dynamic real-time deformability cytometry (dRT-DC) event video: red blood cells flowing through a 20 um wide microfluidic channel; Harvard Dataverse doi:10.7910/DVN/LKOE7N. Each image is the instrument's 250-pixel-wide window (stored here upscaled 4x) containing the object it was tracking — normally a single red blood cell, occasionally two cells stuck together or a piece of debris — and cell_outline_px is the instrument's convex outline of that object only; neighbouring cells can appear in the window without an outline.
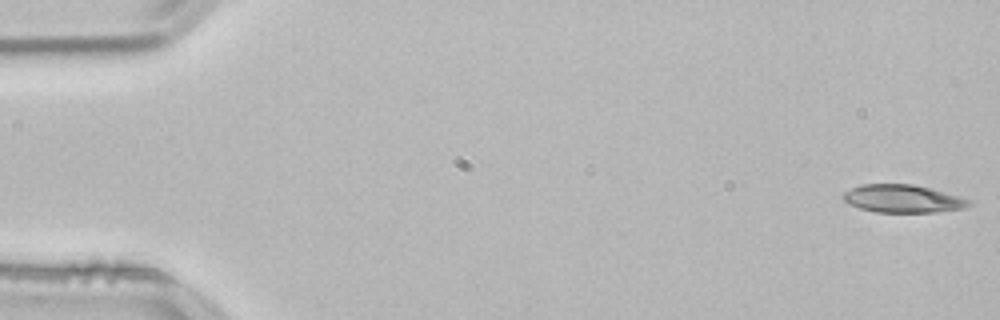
{"species": "common noctule bat (a hibernating species)", "species_latin": "Nyctalus noctula", "temperature_condition": "room temperature", "stored_images_in_passage": 53, "camera_frame_rate_fps": 3000, "um_per_image_px": 0.085, "animal": {"sex": "male", "body_mass_g": 21.5, "forearm_length_mm": 52.0}, "frame": {"image": 1, "passage_image": 1, "time_ms": 0.0, "image_size_px": [1000, 320], "cell_outline_px": [[972, 204], [964, 208], [936, 212], [876, 212], [860, 208], [848, 204], [840, 196], [844, 192], [852, 188], [864, 184], [912, 184], [928, 188], [956, 196], [968, 200]], "centroid_in_image_um": [76.67, 16.89], "position_along_channel_um": 8.3, "area_um2": 20.11}}
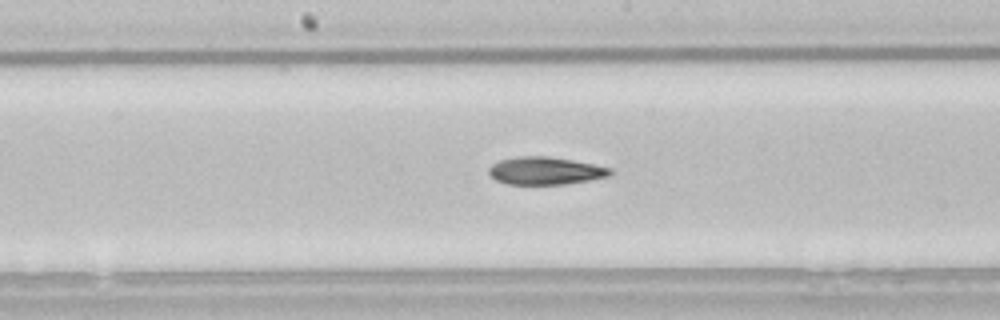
{"frame": {"image": 2, "passage_image": 27, "time_ms": 8.667, "image_size_px": [1000, 320], "cell_outline_px": [[612, 172], [608, 176], [588, 180], [564, 184], [508, 184], [496, 180], [488, 172], [488, 168], [492, 164], [500, 160], [516, 156], [548, 156], [572, 160], [612, 168]], "centroid_in_image_um": [46.32, 14.51], "position_along_channel_um": 201.9, "area_um2": 19.42}}
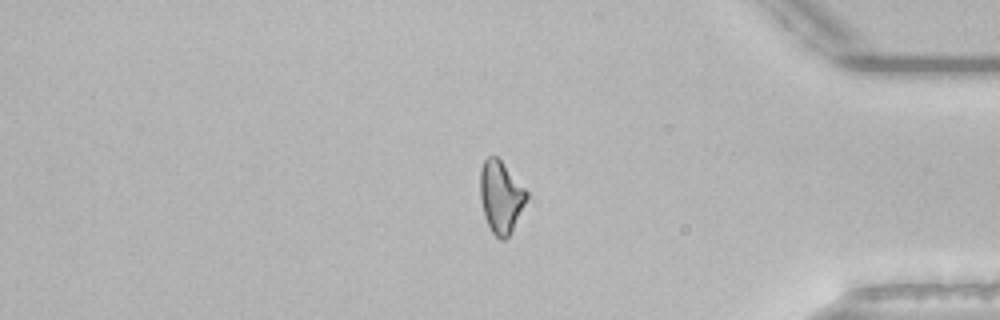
{"frame": {"image": 3, "passage_image": 44, "time_ms": 14.333, "image_size_px": [1000, 320], "cell_outline_px": [[528, 196], [508, 236], [504, 240], [500, 240], [492, 232], [484, 216], [480, 200], [480, 168], [484, 160], [488, 156], [496, 156], [500, 160], [528, 192]], "centroid_in_image_um": [42.53, 16.71], "position_along_channel_um": 392.7, "area_um2": 19.13}, "authors_computed_cell_mechanics": {"area_um2": 20.1144, "velocity_mm_per_s": 3.8476, "shape_relaxation_time_tau1_ms": null, "shape_relaxation_time_tau2_ms": 9.8443, "deformation_change_tau1": null, "deformation_change_tau2": 0.2099}}